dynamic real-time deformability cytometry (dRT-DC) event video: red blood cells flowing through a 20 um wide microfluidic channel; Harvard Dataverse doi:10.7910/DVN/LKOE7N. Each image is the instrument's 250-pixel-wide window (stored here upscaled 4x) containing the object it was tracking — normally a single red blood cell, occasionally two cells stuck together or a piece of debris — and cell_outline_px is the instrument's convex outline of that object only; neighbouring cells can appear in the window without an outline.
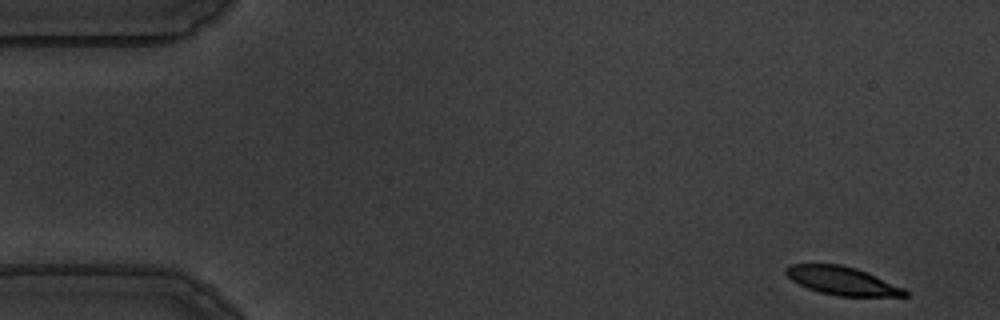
{"species": "common noctule bat (a hibernating species)", "species_latin": "Nyctalus noctula", "temperature_condition": "warm", "stored_images_in_passage": 54, "camera_frame_rate_fps": 3000, "um_per_image_px": 0.085, "animal": {"sex": "male", "body_mass_g": 19.5, "forearm_length_mm": 54.6}, "frame": {"image": 1, "passage_image": 1, "time_ms": 0.0, "image_size_px": [1000, 320], "cell_outline_px": [[908, 296], [836, 296], [820, 292], [808, 288], [792, 280], [784, 272], [784, 268], [792, 264], [840, 264], [856, 268], [904, 288], [908, 292]], "centroid_in_image_um": [71.57, 23.86], "position_along_channel_um": 13.4, "area_um2": 19.42}}
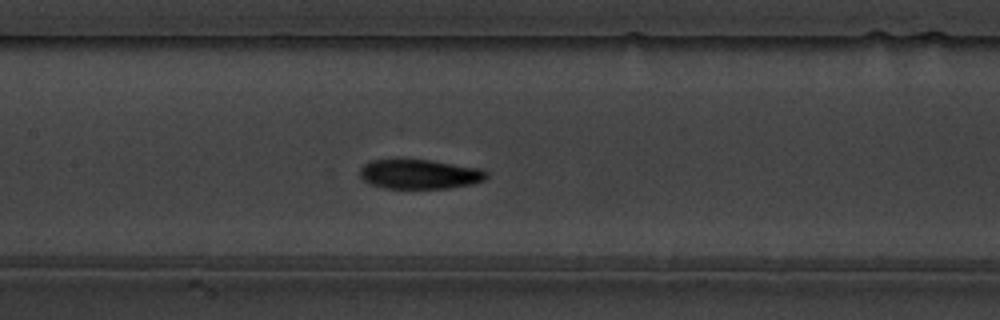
{"frame": {"image": 2, "passage_image": 24, "time_ms": 7.667, "image_size_px": [1000, 320], "cell_outline_px": [[488, 176], [484, 180], [472, 184], [448, 188], [384, 188], [372, 184], [364, 180], [360, 176], [360, 168], [368, 160], [396, 156], [428, 160], [484, 168], [488, 172]], "centroid_in_image_um": [35.63, 14.75], "position_along_channel_um": 171.8, "area_um2": 22.66}}
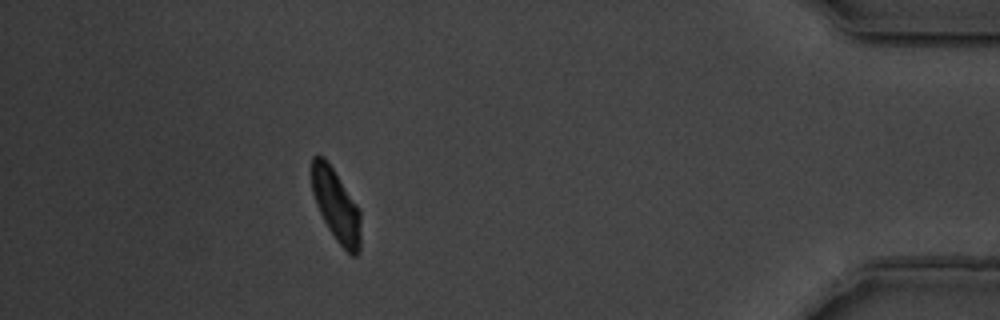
{"frame": {"image": 3, "passage_image": 48, "time_ms": 15.667, "image_size_px": [1000, 320], "cell_outline_px": [[360, 252], [356, 256], [352, 256], [336, 240], [328, 228], [316, 204], [312, 192], [312, 156], [324, 156], [360, 208]], "centroid_in_image_um": [28.58, 17.47], "position_along_channel_um": 406.6, "area_um2": 20.52}, "authors_computed_cell_mechanics": {"area_um2": 21.7328, "velocity_mm_per_s": 3.5769, "shape_relaxation_time_tau1_ms": 2.6396, "shape_relaxation_time_tau2_ms": 2.5926, "deformation_change_tau1": 0.157, "deformation_change_tau2": 0.0476}}